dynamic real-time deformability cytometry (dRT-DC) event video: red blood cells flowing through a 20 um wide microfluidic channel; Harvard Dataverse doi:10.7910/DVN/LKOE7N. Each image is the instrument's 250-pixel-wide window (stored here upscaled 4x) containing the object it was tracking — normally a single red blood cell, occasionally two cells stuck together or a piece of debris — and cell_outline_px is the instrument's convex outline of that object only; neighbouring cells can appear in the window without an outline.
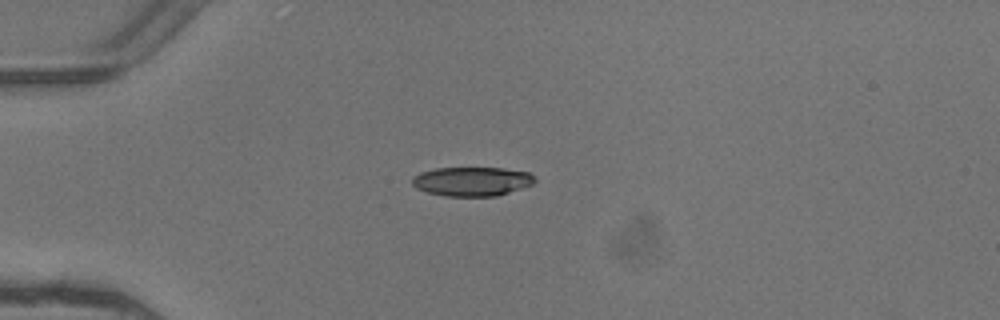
{"species": "common noctule bat (a hibernating species)", "species_latin": "Nyctalus noctula", "temperature_condition": "warm", "stored_images_in_passage": 7, "camera_frame_rate_fps": 3000, "um_per_image_px": 0.085, "animal": {"sex": "female"}, "frame": {"image": 1, "passage_image": 5, "time_ms": 1.333, "image_size_px": [1000, 320], "cell_outline_px": [[536, 180], [532, 184], [496, 196], [444, 196], [428, 192], [416, 188], [412, 184], [412, 176], [420, 172], [436, 168], [504, 168], [528, 172], [536, 176]], "centroid_in_image_um": [40.1, 15.41], "position_along_channel_um": 44.9, "area_um2": 20.81}}
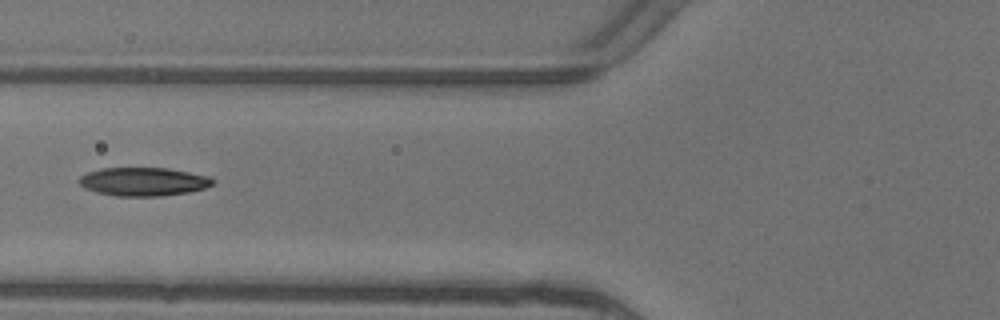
{"frame": {"image": 2, "passage_image": 7, "time_ms": 2.0, "image_size_px": [1000, 320], "cell_outline_px": [[216, 180], [212, 184], [204, 188], [188, 192], [160, 196], [116, 196], [96, 192], [84, 188], [76, 180], [80, 176], [88, 172], [100, 168], [168, 168], [212, 176]], "centroid_in_image_um": [12.19, 15.43], "position_along_channel_um": 113.6, "area_um2": 22.37}}